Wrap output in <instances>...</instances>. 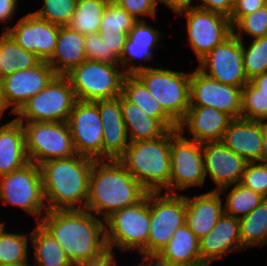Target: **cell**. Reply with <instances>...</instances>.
Returning a JSON list of instances; mask_svg holds the SVG:
<instances>
[{
    "instance_id": "cell-34",
    "label": "cell",
    "mask_w": 267,
    "mask_h": 266,
    "mask_svg": "<svg viewBox=\"0 0 267 266\" xmlns=\"http://www.w3.org/2000/svg\"><path fill=\"white\" fill-rule=\"evenodd\" d=\"M110 0H77L68 26L81 34L98 33L101 18Z\"/></svg>"
},
{
    "instance_id": "cell-6",
    "label": "cell",
    "mask_w": 267,
    "mask_h": 266,
    "mask_svg": "<svg viewBox=\"0 0 267 266\" xmlns=\"http://www.w3.org/2000/svg\"><path fill=\"white\" fill-rule=\"evenodd\" d=\"M163 110L179 124L190 107L191 72L151 67L135 73Z\"/></svg>"
},
{
    "instance_id": "cell-55",
    "label": "cell",
    "mask_w": 267,
    "mask_h": 266,
    "mask_svg": "<svg viewBox=\"0 0 267 266\" xmlns=\"http://www.w3.org/2000/svg\"><path fill=\"white\" fill-rule=\"evenodd\" d=\"M6 106H5V102L3 99V94H2V85H1V79H0V119L2 118L3 114L6 111Z\"/></svg>"
},
{
    "instance_id": "cell-53",
    "label": "cell",
    "mask_w": 267,
    "mask_h": 266,
    "mask_svg": "<svg viewBox=\"0 0 267 266\" xmlns=\"http://www.w3.org/2000/svg\"><path fill=\"white\" fill-rule=\"evenodd\" d=\"M143 261L137 266H171L161 261L157 256H142Z\"/></svg>"
},
{
    "instance_id": "cell-16",
    "label": "cell",
    "mask_w": 267,
    "mask_h": 266,
    "mask_svg": "<svg viewBox=\"0 0 267 266\" xmlns=\"http://www.w3.org/2000/svg\"><path fill=\"white\" fill-rule=\"evenodd\" d=\"M242 87L227 85L203 74L197 68L191 72L190 106H208L241 118Z\"/></svg>"
},
{
    "instance_id": "cell-32",
    "label": "cell",
    "mask_w": 267,
    "mask_h": 266,
    "mask_svg": "<svg viewBox=\"0 0 267 266\" xmlns=\"http://www.w3.org/2000/svg\"><path fill=\"white\" fill-rule=\"evenodd\" d=\"M238 220L241 245L244 250L267 244V199Z\"/></svg>"
},
{
    "instance_id": "cell-35",
    "label": "cell",
    "mask_w": 267,
    "mask_h": 266,
    "mask_svg": "<svg viewBox=\"0 0 267 266\" xmlns=\"http://www.w3.org/2000/svg\"><path fill=\"white\" fill-rule=\"evenodd\" d=\"M29 239L31 232H8L5 230V223L0 222V264L28 261Z\"/></svg>"
},
{
    "instance_id": "cell-7",
    "label": "cell",
    "mask_w": 267,
    "mask_h": 266,
    "mask_svg": "<svg viewBox=\"0 0 267 266\" xmlns=\"http://www.w3.org/2000/svg\"><path fill=\"white\" fill-rule=\"evenodd\" d=\"M120 67V64L85 60L66 76L79 101L114 99L121 94L126 75Z\"/></svg>"
},
{
    "instance_id": "cell-43",
    "label": "cell",
    "mask_w": 267,
    "mask_h": 266,
    "mask_svg": "<svg viewBox=\"0 0 267 266\" xmlns=\"http://www.w3.org/2000/svg\"><path fill=\"white\" fill-rule=\"evenodd\" d=\"M84 46L86 60L120 64V58L116 54H108V46L99 33L86 34Z\"/></svg>"
},
{
    "instance_id": "cell-37",
    "label": "cell",
    "mask_w": 267,
    "mask_h": 266,
    "mask_svg": "<svg viewBox=\"0 0 267 266\" xmlns=\"http://www.w3.org/2000/svg\"><path fill=\"white\" fill-rule=\"evenodd\" d=\"M136 21L126 10L110 0L102 15L98 33L128 34Z\"/></svg>"
},
{
    "instance_id": "cell-9",
    "label": "cell",
    "mask_w": 267,
    "mask_h": 266,
    "mask_svg": "<svg viewBox=\"0 0 267 266\" xmlns=\"http://www.w3.org/2000/svg\"><path fill=\"white\" fill-rule=\"evenodd\" d=\"M18 122L22 123L24 129L29 162L40 165L49 160L69 158L76 154L67 122Z\"/></svg>"
},
{
    "instance_id": "cell-5",
    "label": "cell",
    "mask_w": 267,
    "mask_h": 266,
    "mask_svg": "<svg viewBox=\"0 0 267 266\" xmlns=\"http://www.w3.org/2000/svg\"><path fill=\"white\" fill-rule=\"evenodd\" d=\"M150 231L149 192L138 203L113 212L105 219L107 249L119 251L139 250L147 256V240ZM121 249V250H120Z\"/></svg>"
},
{
    "instance_id": "cell-19",
    "label": "cell",
    "mask_w": 267,
    "mask_h": 266,
    "mask_svg": "<svg viewBox=\"0 0 267 266\" xmlns=\"http://www.w3.org/2000/svg\"><path fill=\"white\" fill-rule=\"evenodd\" d=\"M205 176L217 186L213 191L240 183L247 161L220 142L202 144Z\"/></svg>"
},
{
    "instance_id": "cell-10",
    "label": "cell",
    "mask_w": 267,
    "mask_h": 266,
    "mask_svg": "<svg viewBox=\"0 0 267 266\" xmlns=\"http://www.w3.org/2000/svg\"><path fill=\"white\" fill-rule=\"evenodd\" d=\"M0 201L21 208L39 222L47 212L40 166L29 162L10 174L0 176Z\"/></svg>"
},
{
    "instance_id": "cell-29",
    "label": "cell",
    "mask_w": 267,
    "mask_h": 266,
    "mask_svg": "<svg viewBox=\"0 0 267 266\" xmlns=\"http://www.w3.org/2000/svg\"><path fill=\"white\" fill-rule=\"evenodd\" d=\"M121 94L141 108L149 117L162 119L171 129H178V124L163 110L160 103L152 97L144 83L135 74L124 76Z\"/></svg>"
},
{
    "instance_id": "cell-15",
    "label": "cell",
    "mask_w": 267,
    "mask_h": 266,
    "mask_svg": "<svg viewBox=\"0 0 267 266\" xmlns=\"http://www.w3.org/2000/svg\"><path fill=\"white\" fill-rule=\"evenodd\" d=\"M67 123L76 154L102 160L103 125L98 105L77 100Z\"/></svg>"
},
{
    "instance_id": "cell-27",
    "label": "cell",
    "mask_w": 267,
    "mask_h": 266,
    "mask_svg": "<svg viewBox=\"0 0 267 266\" xmlns=\"http://www.w3.org/2000/svg\"><path fill=\"white\" fill-rule=\"evenodd\" d=\"M122 116L129 142L153 140L163 136L171 128L162 120L149 117L141 108L120 94Z\"/></svg>"
},
{
    "instance_id": "cell-20",
    "label": "cell",
    "mask_w": 267,
    "mask_h": 266,
    "mask_svg": "<svg viewBox=\"0 0 267 266\" xmlns=\"http://www.w3.org/2000/svg\"><path fill=\"white\" fill-rule=\"evenodd\" d=\"M231 120L228 114L213 107L190 106L186 116L178 124V130L185 135L187 129L191 137H185L201 144L220 142Z\"/></svg>"
},
{
    "instance_id": "cell-40",
    "label": "cell",
    "mask_w": 267,
    "mask_h": 266,
    "mask_svg": "<svg viewBox=\"0 0 267 266\" xmlns=\"http://www.w3.org/2000/svg\"><path fill=\"white\" fill-rule=\"evenodd\" d=\"M232 33L241 41L243 34L252 39L267 35V4L251 14L241 17L233 26Z\"/></svg>"
},
{
    "instance_id": "cell-30",
    "label": "cell",
    "mask_w": 267,
    "mask_h": 266,
    "mask_svg": "<svg viewBox=\"0 0 267 266\" xmlns=\"http://www.w3.org/2000/svg\"><path fill=\"white\" fill-rule=\"evenodd\" d=\"M34 250L33 266H74L55 238L39 223L31 231Z\"/></svg>"
},
{
    "instance_id": "cell-38",
    "label": "cell",
    "mask_w": 267,
    "mask_h": 266,
    "mask_svg": "<svg viewBox=\"0 0 267 266\" xmlns=\"http://www.w3.org/2000/svg\"><path fill=\"white\" fill-rule=\"evenodd\" d=\"M241 118L267 123V94L259 93L250 81L241 91Z\"/></svg>"
},
{
    "instance_id": "cell-14",
    "label": "cell",
    "mask_w": 267,
    "mask_h": 266,
    "mask_svg": "<svg viewBox=\"0 0 267 266\" xmlns=\"http://www.w3.org/2000/svg\"><path fill=\"white\" fill-rule=\"evenodd\" d=\"M198 63L199 71L218 82L237 87L249 82L244 71L242 41L233 33Z\"/></svg>"
},
{
    "instance_id": "cell-8",
    "label": "cell",
    "mask_w": 267,
    "mask_h": 266,
    "mask_svg": "<svg viewBox=\"0 0 267 266\" xmlns=\"http://www.w3.org/2000/svg\"><path fill=\"white\" fill-rule=\"evenodd\" d=\"M77 101L67 76L56 75L14 114L17 121L67 122Z\"/></svg>"
},
{
    "instance_id": "cell-46",
    "label": "cell",
    "mask_w": 267,
    "mask_h": 266,
    "mask_svg": "<svg viewBox=\"0 0 267 266\" xmlns=\"http://www.w3.org/2000/svg\"><path fill=\"white\" fill-rule=\"evenodd\" d=\"M267 4V0H234V8L229 17L233 26L244 15L251 14Z\"/></svg>"
},
{
    "instance_id": "cell-49",
    "label": "cell",
    "mask_w": 267,
    "mask_h": 266,
    "mask_svg": "<svg viewBox=\"0 0 267 266\" xmlns=\"http://www.w3.org/2000/svg\"><path fill=\"white\" fill-rule=\"evenodd\" d=\"M18 0H0V23H4L3 30L6 31L9 26H6L7 22L13 19V16L17 12Z\"/></svg>"
},
{
    "instance_id": "cell-24",
    "label": "cell",
    "mask_w": 267,
    "mask_h": 266,
    "mask_svg": "<svg viewBox=\"0 0 267 266\" xmlns=\"http://www.w3.org/2000/svg\"><path fill=\"white\" fill-rule=\"evenodd\" d=\"M185 196V224L200 240L215 226L224 213L222 195L219 191H208L201 195Z\"/></svg>"
},
{
    "instance_id": "cell-47",
    "label": "cell",
    "mask_w": 267,
    "mask_h": 266,
    "mask_svg": "<svg viewBox=\"0 0 267 266\" xmlns=\"http://www.w3.org/2000/svg\"><path fill=\"white\" fill-rule=\"evenodd\" d=\"M201 5H195L198 8L217 12L230 17L234 8V0H197Z\"/></svg>"
},
{
    "instance_id": "cell-48",
    "label": "cell",
    "mask_w": 267,
    "mask_h": 266,
    "mask_svg": "<svg viewBox=\"0 0 267 266\" xmlns=\"http://www.w3.org/2000/svg\"><path fill=\"white\" fill-rule=\"evenodd\" d=\"M100 37L108 46V54H116L121 57L128 34H106L99 33Z\"/></svg>"
},
{
    "instance_id": "cell-45",
    "label": "cell",
    "mask_w": 267,
    "mask_h": 266,
    "mask_svg": "<svg viewBox=\"0 0 267 266\" xmlns=\"http://www.w3.org/2000/svg\"><path fill=\"white\" fill-rule=\"evenodd\" d=\"M122 9L126 10L137 21L144 20L142 17H156L158 0H113Z\"/></svg>"
},
{
    "instance_id": "cell-13",
    "label": "cell",
    "mask_w": 267,
    "mask_h": 266,
    "mask_svg": "<svg viewBox=\"0 0 267 266\" xmlns=\"http://www.w3.org/2000/svg\"><path fill=\"white\" fill-rule=\"evenodd\" d=\"M178 15L186 18L187 44L198 61L232 34V25L226 15L198 7L184 10Z\"/></svg>"
},
{
    "instance_id": "cell-50",
    "label": "cell",
    "mask_w": 267,
    "mask_h": 266,
    "mask_svg": "<svg viewBox=\"0 0 267 266\" xmlns=\"http://www.w3.org/2000/svg\"><path fill=\"white\" fill-rule=\"evenodd\" d=\"M114 251L107 249L100 256L80 262L74 266H117Z\"/></svg>"
},
{
    "instance_id": "cell-36",
    "label": "cell",
    "mask_w": 267,
    "mask_h": 266,
    "mask_svg": "<svg viewBox=\"0 0 267 266\" xmlns=\"http://www.w3.org/2000/svg\"><path fill=\"white\" fill-rule=\"evenodd\" d=\"M242 41L243 65L248 80L267 72V35L252 39L248 47Z\"/></svg>"
},
{
    "instance_id": "cell-26",
    "label": "cell",
    "mask_w": 267,
    "mask_h": 266,
    "mask_svg": "<svg viewBox=\"0 0 267 266\" xmlns=\"http://www.w3.org/2000/svg\"><path fill=\"white\" fill-rule=\"evenodd\" d=\"M27 163L29 160L22 123L11 119L0 126V176L10 174Z\"/></svg>"
},
{
    "instance_id": "cell-18",
    "label": "cell",
    "mask_w": 267,
    "mask_h": 266,
    "mask_svg": "<svg viewBox=\"0 0 267 266\" xmlns=\"http://www.w3.org/2000/svg\"><path fill=\"white\" fill-rule=\"evenodd\" d=\"M59 27L30 12L20 17L13 27L9 26L6 32L19 46L42 61H48L55 51Z\"/></svg>"
},
{
    "instance_id": "cell-33",
    "label": "cell",
    "mask_w": 267,
    "mask_h": 266,
    "mask_svg": "<svg viewBox=\"0 0 267 266\" xmlns=\"http://www.w3.org/2000/svg\"><path fill=\"white\" fill-rule=\"evenodd\" d=\"M229 188L230 192L225 196L226 201L223 204L224 213L237 219L249 214L266 199L261 194L240 183L222 188L219 191L220 194H224Z\"/></svg>"
},
{
    "instance_id": "cell-3",
    "label": "cell",
    "mask_w": 267,
    "mask_h": 266,
    "mask_svg": "<svg viewBox=\"0 0 267 266\" xmlns=\"http://www.w3.org/2000/svg\"><path fill=\"white\" fill-rule=\"evenodd\" d=\"M94 159L75 154L41 163L47 211L85 209Z\"/></svg>"
},
{
    "instance_id": "cell-11",
    "label": "cell",
    "mask_w": 267,
    "mask_h": 266,
    "mask_svg": "<svg viewBox=\"0 0 267 266\" xmlns=\"http://www.w3.org/2000/svg\"><path fill=\"white\" fill-rule=\"evenodd\" d=\"M170 184L165 193L179 194L206 182L202 144L186 138L178 129H171Z\"/></svg>"
},
{
    "instance_id": "cell-52",
    "label": "cell",
    "mask_w": 267,
    "mask_h": 266,
    "mask_svg": "<svg viewBox=\"0 0 267 266\" xmlns=\"http://www.w3.org/2000/svg\"><path fill=\"white\" fill-rule=\"evenodd\" d=\"M257 89L259 93L267 94V72L257 75L249 80Z\"/></svg>"
},
{
    "instance_id": "cell-31",
    "label": "cell",
    "mask_w": 267,
    "mask_h": 266,
    "mask_svg": "<svg viewBox=\"0 0 267 266\" xmlns=\"http://www.w3.org/2000/svg\"><path fill=\"white\" fill-rule=\"evenodd\" d=\"M41 61L34 53L19 46L6 31L0 35V79L15 71L33 68Z\"/></svg>"
},
{
    "instance_id": "cell-51",
    "label": "cell",
    "mask_w": 267,
    "mask_h": 266,
    "mask_svg": "<svg viewBox=\"0 0 267 266\" xmlns=\"http://www.w3.org/2000/svg\"><path fill=\"white\" fill-rule=\"evenodd\" d=\"M194 0H158V3L167 5L173 13H180L184 10L196 7L193 5Z\"/></svg>"
},
{
    "instance_id": "cell-57",
    "label": "cell",
    "mask_w": 267,
    "mask_h": 266,
    "mask_svg": "<svg viewBox=\"0 0 267 266\" xmlns=\"http://www.w3.org/2000/svg\"><path fill=\"white\" fill-rule=\"evenodd\" d=\"M190 266H207L205 264H197V265H190Z\"/></svg>"
},
{
    "instance_id": "cell-21",
    "label": "cell",
    "mask_w": 267,
    "mask_h": 266,
    "mask_svg": "<svg viewBox=\"0 0 267 266\" xmlns=\"http://www.w3.org/2000/svg\"><path fill=\"white\" fill-rule=\"evenodd\" d=\"M265 122L232 119L221 142L247 162H260L263 155Z\"/></svg>"
},
{
    "instance_id": "cell-23",
    "label": "cell",
    "mask_w": 267,
    "mask_h": 266,
    "mask_svg": "<svg viewBox=\"0 0 267 266\" xmlns=\"http://www.w3.org/2000/svg\"><path fill=\"white\" fill-rule=\"evenodd\" d=\"M199 244L202 262L207 266L228 252L244 251L241 245L239 220L223 213L213 229L199 240Z\"/></svg>"
},
{
    "instance_id": "cell-39",
    "label": "cell",
    "mask_w": 267,
    "mask_h": 266,
    "mask_svg": "<svg viewBox=\"0 0 267 266\" xmlns=\"http://www.w3.org/2000/svg\"><path fill=\"white\" fill-rule=\"evenodd\" d=\"M43 6L33 13L54 25L68 26L74 15L77 0H42Z\"/></svg>"
},
{
    "instance_id": "cell-22",
    "label": "cell",
    "mask_w": 267,
    "mask_h": 266,
    "mask_svg": "<svg viewBox=\"0 0 267 266\" xmlns=\"http://www.w3.org/2000/svg\"><path fill=\"white\" fill-rule=\"evenodd\" d=\"M162 34V32L150 26L146 20L136 21L128 33V38L120 57V66L125 74H135L148 68V66L142 64L135 65L134 62L141 60V62L152 61L154 59L153 50L158 48Z\"/></svg>"
},
{
    "instance_id": "cell-17",
    "label": "cell",
    "mask_w": 267,
    "mask_h": 266,
    "mask_svg": "<svg viewBox=\"0 0 267 266\" xmlns=\"http://www.w3.org/2000/svg\"><path fill=\"white\" fill-rule=\"evenodd\" d=\"M56 73L47 61H41L33 68L15 71L1 78L2 94L6 108L15 114L30 98L43 90Z\"/></svg>"
},
{
    "instance_id": "cell-4",
    "label": "cell",
    "mask_w": 267,
    "mask_h": 266,
    "mask_svg": "<svg viewBox=\"0 0 267 266\" xmlns=\"http://www.w3.org/2000/svg\"><path fill=\"white\" fill-rule=\"evenodd\" d=\"M171 129L153 140L130 142L118 159L148 192H163L170 184Z\"/></svg>"
},
{
    "instance_id": "cell-56",
    "label": "cell",
    "mask_w": 267,
    "mask_h": 266,
    "mask_svg": "<svg viewBox=\"0 0 267 266\" xmlns=\"http://www.w3.org/2000/svg\"><path fill=\"white\" fill-rule=\"evenodd\" d=\"M0 266H31L28 261L16 262V263H5Z\"/></svg>"
},
{
    "instance_id": "cell-12",
    "label": "cell",
    "mask_w": 267,
    "mask_h": 266,
    "mask_svg": "<svg viewBox=\"0 0 267 266\" xmlns=\"http://www.w3.org/2000/svg\"><path fill=\"white\" fill-rule=\"evenodd\" d=\"M150 231L147 256H157L175 231L186 222L184 195L149 192Z\"/></svg>"
},
{
    "instance_id": "cell-1",
    "label": "cell",
    "mask_w": 267,
    "mask_h": 266,
    "mask_svg": "<svg viewBox=\"0 0 267 266\" xmlns=\"http://www.w3.org/2000/svg\"><path fill=\"white\" fill-rule=\"evenodd\" d=\"M39 223L61 245L73 265L107 250L105 220L86 209L47 211Z\"/></svg>"
},
{
    "instance_id": "cell-25",
    "label": "cell",
    "mask_w": 267,
    "mask_h": 266,
    "mask_svg": "<svg viewBox=\"0 0 267 266\" xmlns=\"http://www.w3.org/2000/svg\"><path fill=\"white\" fill-rule=\"evenodd\" d=\"M84 42V34L69 26L59 27L55 51L47 61L56 75L66 76L86 60Z\"/></svg>"
},
{
    "instance_id": "cell-42",
    "label": "cell",
    "mask_w": 267,
    "mask_h": 266,
    "mask_svg": "<svg viewBox=\"0 0 267 266\" xmlns=\"http://www.w3.org/2000/svg\"><path fill=\"white\" fill-rule=\"evenodd\" d=\"M240 184L267 199V163L262 161L247 162Z\"/></svg>"
},
{
    "instance_id": "cell-2",
    "label": "cell",
    "mask_w": 267,
    "mask_h": 266,
    "mask_svg": "<svg viewBox=\"0 0 267 266\" xmlns=\"http://www.w3.org/2000/svg\"><path fill=\"white\" fill-rule=\"evenodd\" d=\"M148 191L118 159L94 160L85 209L102 219L141 201Z\"/></svg>"
},
{
    "instance_id": "cell-28",
    "label": "cell",
    "mask_w": 267,
    "mask_h": 266,
    "mask_svg": "<svg viewBox=\"0 0 267 266\" xmlns=\"http://www.w3.org/2000/svg\"><path fill=\"white\" fill-rule=\"evenodd\" d=\"M157 257L171 266L203 264L200 255L199 239L184 224L179 227Z\"/></svg>"
},
{
    "instance_id": "cell-41",
    "label": "cell",
    "mask_w": 267,
    "mask_h": 266,
    "mask_svg": "<svg viewBox=\"0 0 267 266\" xmlns=\"http://www.w3.org/2000/svg\"><path fill=\"white\" fill-rule=\"evenodd\" d=\"M126 127L103 128L102 160L119 159L129 145Z\"/></svg>"
},
{
    "instance_id": "cell-44",
    "label": "cell",
    "mask_w": 267,
    "mask_h": 266,
    "mask_svg": "<svg viewBox=\"0 0 267 266\" xmlns=\"http://www.w3.org/2000/svg\"><path fill=\"white\" fill-rule=\"evenodd\" d=\"M98 105L103 128L125 127V122L121 112L120 95L114 99H105L94 101Z\"/></svg>"
},
{
    "instance_id": "cell-54",
    "label": "cell",
    "mask_w": 267,
    "mask_h": 266,
    "mask_svg": "<svg viewBox=\"0 0 267 266\" xmlns=\"http://www.w3.org/2000/svg\"><path fill=\"white\" fill-rule=\"evenodd\" d=\"M262 162L267 163V123L266 122H265Z\"/></svg>"
}]
</instances>
